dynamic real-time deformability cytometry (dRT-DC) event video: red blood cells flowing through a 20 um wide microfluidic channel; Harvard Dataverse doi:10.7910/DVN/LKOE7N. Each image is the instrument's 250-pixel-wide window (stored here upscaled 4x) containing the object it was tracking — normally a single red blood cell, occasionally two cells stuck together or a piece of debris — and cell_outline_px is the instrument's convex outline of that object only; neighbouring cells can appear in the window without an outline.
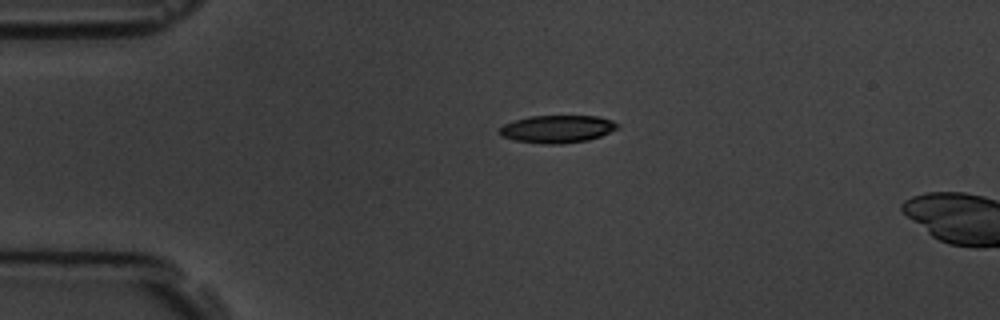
{"species": "common noctule bat (a hibernating species)", "species_latin": "Nyctalus noctula", "temperature_condition": "room temperature", "stored_images_in_passage": 2, "camera_frame_rate_fps": 3000, "um_per_image_px": 0.085, "animal": {"sex": "male", "body_mass_g": 19.5, "forearm_length_mm": 54.6}, "frame": {"image": 1, "passage_image": 1, "time_ms": 0.0, "image_size_px": [1000, 320], "cell_outline_px": [[620, 128], [600, 136], [588, 140], [560, 144], [544, 144], [516, 140], [500, 136], [496, 132], [504, 124], [528, 116], [596, 116], [612, 120], [620, 124]], "centroid_in_image_um": [47.37, 10.96], "position_along_channel_um": 37.6, "area_um2": 19.07}}